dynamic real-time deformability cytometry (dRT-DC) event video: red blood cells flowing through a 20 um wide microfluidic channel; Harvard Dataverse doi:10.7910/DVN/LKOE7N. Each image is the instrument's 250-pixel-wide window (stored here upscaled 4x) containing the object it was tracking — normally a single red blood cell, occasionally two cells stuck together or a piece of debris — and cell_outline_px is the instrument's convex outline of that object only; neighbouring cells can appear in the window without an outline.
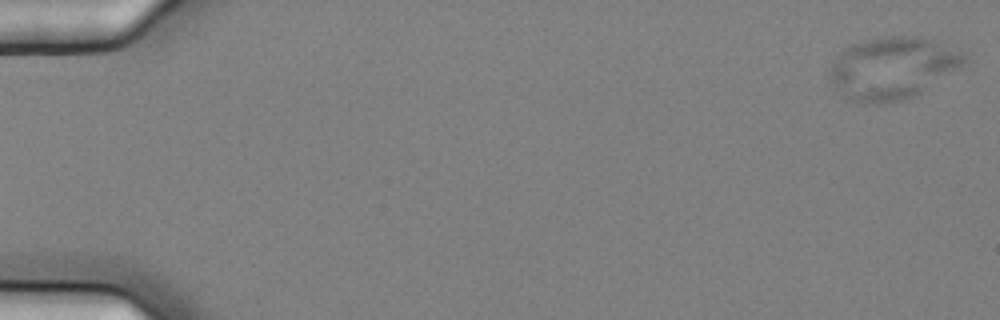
{"species": "common noctule bat (a hibernating species)", "species_latin": "Nyctalus noctula", "temperature_condition": "cold", "stored_images_in_passage": 13, "camera_frame_rate_fps": 3000, "um_per_image_px": 0.085, "animal": {"sex": "female", "body_mass_g": 25.1}, "frame": {"image": 1, "passage_image": 1, "time_ms": 0.0, "image_size_px": [1000, 320], "cell_outline_px": [[964, 64], [960, 68], [920, 92], [912, 96], [900, 100], [876, 104], [860, 104], [852, 100], [828, 76], [828, 68], [832, 60], [844, 48], [852, 44], [868, 40], [888, 36], [924, 36], [964, 52]], "centroid_in_image_um": [75.86, 5.76], "position_along_channel_um": 9.1, "area_um2": 48.21}}